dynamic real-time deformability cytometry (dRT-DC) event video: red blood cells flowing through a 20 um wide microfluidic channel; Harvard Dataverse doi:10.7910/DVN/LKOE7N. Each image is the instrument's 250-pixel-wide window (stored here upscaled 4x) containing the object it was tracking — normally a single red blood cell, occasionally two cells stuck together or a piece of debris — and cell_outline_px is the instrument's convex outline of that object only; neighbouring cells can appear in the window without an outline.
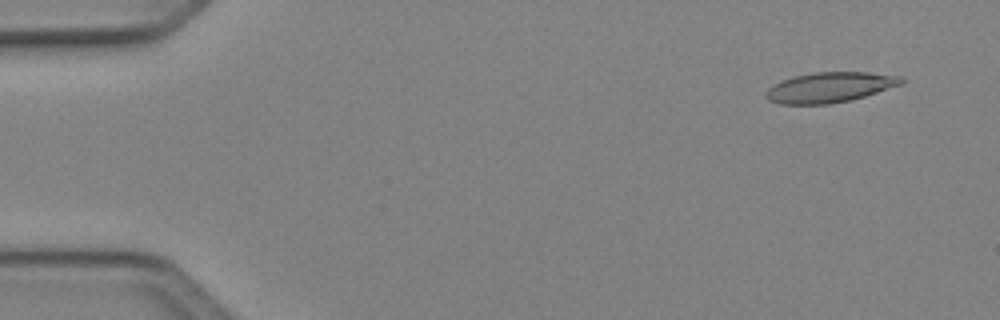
{"species": "Egyptian fruit bat (a non-hibernating species)", "species_latin": "Rousettus aegyptiacus", "temperature_condition": "cold", "stored_images_in_passage": 50, "camera_frame_rate_fps": 3000, "um_per_image_px": 0.085, "animal": {"sex": "female"}, "frame": {"image": 1, "passage_image": 4, "time_ms": 1.0, "image_size_px": [1000, 320], "cell_outline_px": [[904, 84], [852, 100], [828, 104], [780, 104], [768, 100], [764, 96], [764, 92], [768, 88], [784, 80], [796, 76], [812, 72], [868, 72], [904, 76]], "centroid_in_image_um": [70.58, 7.42], "position_along_channel_um": 14.4, "area_um2": 23.99}}
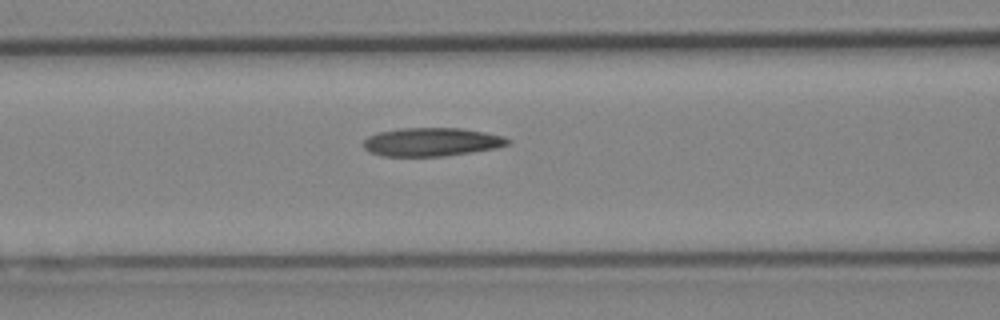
{"frame": {"image": 2, "passage_image": 21, "time_ms": 6.667, "image_size_px": [1000, 320], "cell_outline_px": [[512, 140], [508, 144], [496, 148], [472, 152], [444, 156], [384, 156], [368, 152], [364, 148], [364, 140], [368, 136], [380, 132], [400, 128], [464, 128], [504, 136]], "centroid_in_image_um": [36.7, 12.06], "position_along_channel_um": 129.9, "area_um2": 23.99}}
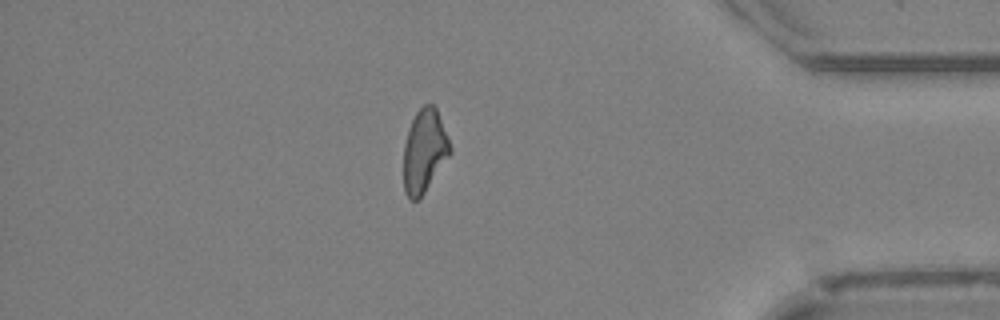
{"frame": {"image": 3, "passage_image": 43, "time_ms": 14.0, "image_size_px": [1000, 320], "cell_outline_px": [[452, 152], [424, 192], [416, 200], [412, 200], [404, 192], [404, 144], [408, 128], [416, 112], [424, 104], [432, 104], [436, 108], [452, 148]], "centroid_in_image_um": [36.07, 12.81], "position_along_channel_um": 399.1, "area_um2": 22.25}, "authors_computed_cell_mechanics": {"area_um2": 23.5824, "velocity_mm_per_s": 4.1279, "shape_relaxation_time_tau1_ms": null, "shape_relaxation_time_tau2_ms": 10.0522, "deformation_change_tau1": null, "deformation_change_tau2": 0.2324}}